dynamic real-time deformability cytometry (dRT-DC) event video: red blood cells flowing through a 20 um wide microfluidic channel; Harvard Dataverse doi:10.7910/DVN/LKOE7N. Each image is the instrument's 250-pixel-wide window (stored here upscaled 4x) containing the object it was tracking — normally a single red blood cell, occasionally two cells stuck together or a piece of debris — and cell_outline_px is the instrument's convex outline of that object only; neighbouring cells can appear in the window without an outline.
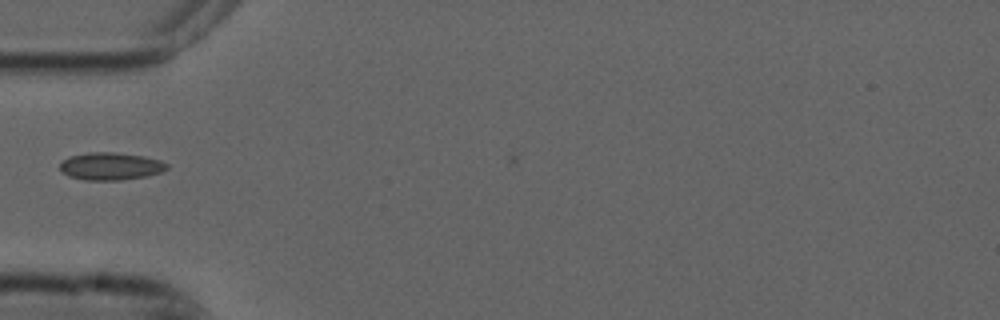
{"species": "common noctule bat (a hibernating species)", "species_latin": "Nyctalus noctula", "temperature_condition": "cold", "stored_images_in_passage": 2, "camera_frame_rate_fps": 3000, "um_per_image_px": 0.085, "animal": {"sex": "male", "forearm_length_mm": 52.5}, "frame": {"image": 1, "passage_image": 2, "time_ms": 0.333, "image_size_px": [1000, 320], "cell_outline_px": [[168, 168], [160, 172], [148, 176], [120, 180], [84, 180], [68, 176], [60, 168], [60, 164], [68, 156], [88, 152], [116, 152], [144, 156], [160, 160], [168, 164]], "centroid_in_image_um": [9.41, 14.12], "position_along_channel_um": 75.6, "area_um2": 17.22}}